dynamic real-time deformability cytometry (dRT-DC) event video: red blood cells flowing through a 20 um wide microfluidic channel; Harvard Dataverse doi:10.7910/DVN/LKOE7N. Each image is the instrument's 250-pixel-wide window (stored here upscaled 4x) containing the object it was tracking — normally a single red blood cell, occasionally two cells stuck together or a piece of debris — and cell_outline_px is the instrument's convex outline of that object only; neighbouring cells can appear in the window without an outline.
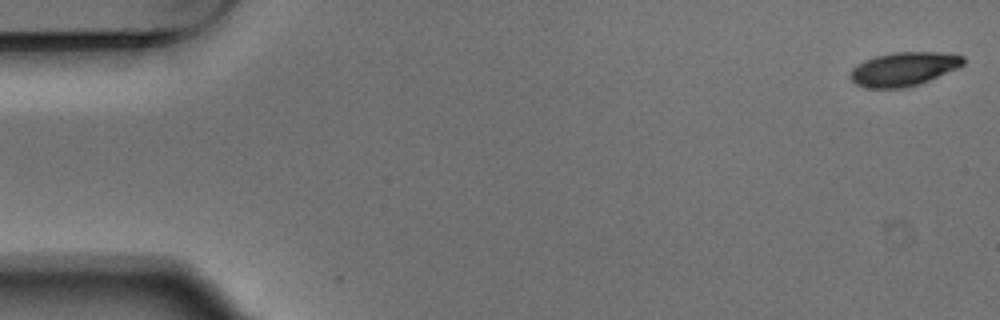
{"species": "Egyptian fruit bat (a non-hibernating species)", "species_latin": "Rousettus aegyptiacus", "temperature_condition": "warm", "stored_images_in_passage": 5, "camera_frame_rate_fps": 3000, "um_per_image_px": 0.085, "animal": {"sex": "male"}, "frame": {"image": 1, "passage_image": 1, "time_ms": 0.0, "image_size_px": [1000, 320], "cell_outline_px": [[964, 64], [956, 68], [920, 84], [900, 88], [868, 88], [856, 84], [848, 76], [852, 68], [856, 64], [864, 60], [876, 56], [896, 52], [940, 52], [964, 56]], "centroid_in_image_um": [76.77, 5.86], "position_along_channel_um": 8.2, "area_um2": 22.14}}
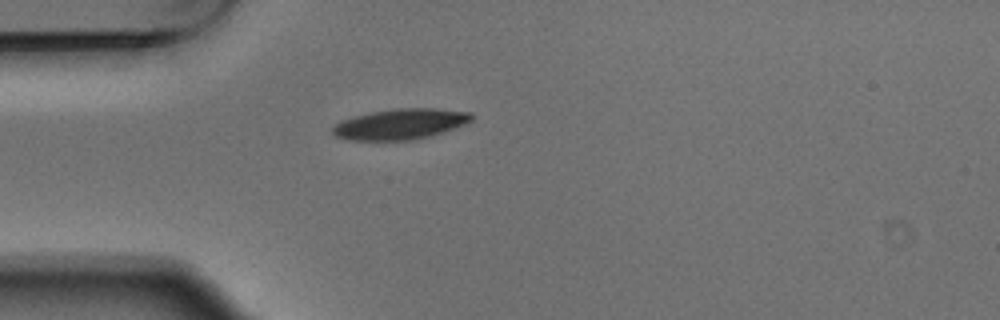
{"frame": {"image": 2, "passage_image": 5, "time_ms": 1.333, "image_size_px": [1000, 320], "cell_outline_px": [[472, 120], [464, 124], [444, 132], [412, 140], [348, 140], [336, 136], [332, 132], [332, 128], [340, 120], [372, 112], [396, 108], [436, 108], [472, 112]], "centroid_in_image_um": [34.04, 10.54], "position_along_channel_um": 51.0, "area_um2": 24.68}}